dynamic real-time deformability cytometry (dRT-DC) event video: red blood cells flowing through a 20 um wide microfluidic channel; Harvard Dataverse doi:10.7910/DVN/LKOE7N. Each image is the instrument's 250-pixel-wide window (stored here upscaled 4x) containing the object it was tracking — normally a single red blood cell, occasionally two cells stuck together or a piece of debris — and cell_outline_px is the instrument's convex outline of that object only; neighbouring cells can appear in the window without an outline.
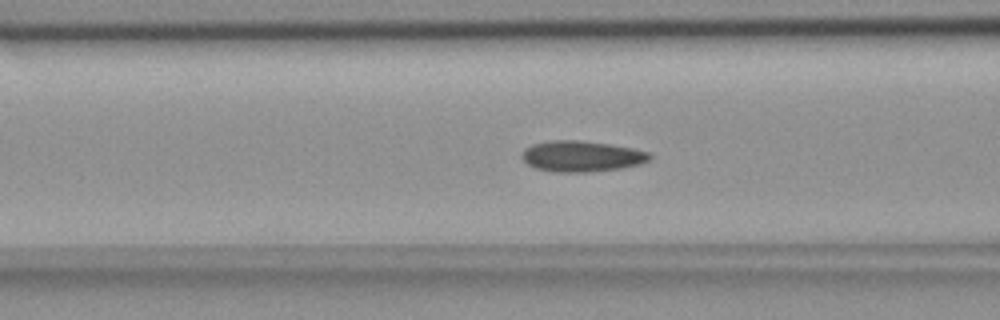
{"species": "common noctule bat (a hibernating species)", "species_latin": "Nyctalus noctula", "temperature_condition": "room temperature", "stored_images_in_passage": 54, "camera_frame_rate_fps": 3000, "um_per_image_px": 0.085, "animal": {"sex": "female", "body_mass_g": 18.4}, "frame": {"image": 1, "passage_image": 21, "time_ms": 6.667, "image_size_px": [1000, 320], "cell_outline_px": [[652, 160], [640, 164], [620, 168], [588, 172], [552, 172], [536, 168], [528, 164], [520, 156], [524, 148], [532, 144], [552, 140], [576, 140], [608, 144], [632, 148], [648, 152], [652, 156]], "centroid_in_image_um": [49.42, 13.28], "position_along_channel_um": 117.2, "area_um2": 23.0}}
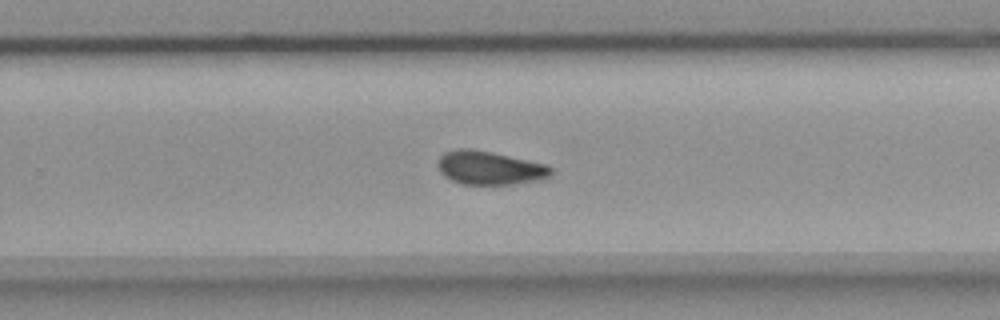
{"frame": {"image": 2, "passage_image": 35, "time_ms": 11.333, "image_size_px": [1000, 320], "cell_outline_px": [[552, 176], [536, 180], [512, 184], [460, 184], [444, 176], [440, 172], [440, 156], [444, 152], [456, 148], [468, 148], [548, 164], [552, 168]], "centroid_in_image_um": [41.63, 14.27], "position_along_channel_um": 288.2, "area_um2": 21.85}}
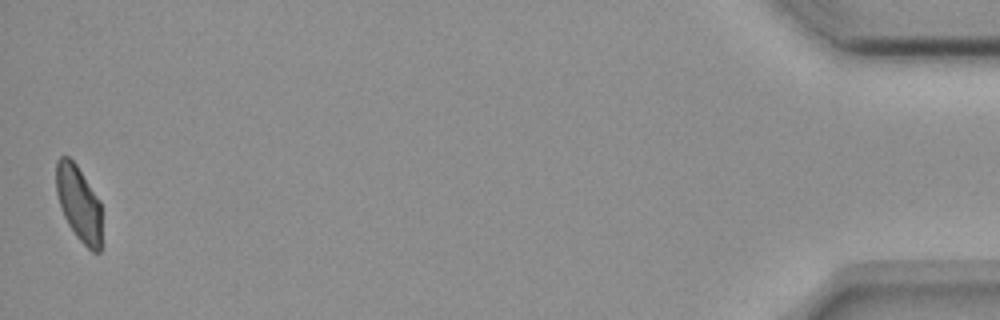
{"frame": {"image": 3, "passage_image": 54, "time_ms": 17.667, "image_size_px": [1000, 320], "cell_outline_px": [[100, 252], [92, 252], [76, 236], [68, 224], [64, 216], [56, 192], [56, 160], [60, 156], [68, 156], [76, 164], [100, 200]], "centroid_in_image_um": [6.68, 17.26], "position_along_channel_um": 428.5, "area_um2": 19.83}, "authors_computed_cell_mechanics": {"area_um2": 22.0796, "velocity_mm_per_s": 3.6741, "shape_relaxation_time_tau1_ms": null, "shape_relaxation_time_tau2_ms": 4.7803, "deformation_change_tau1": null, "deformation_change_tau2": 0.0749}}